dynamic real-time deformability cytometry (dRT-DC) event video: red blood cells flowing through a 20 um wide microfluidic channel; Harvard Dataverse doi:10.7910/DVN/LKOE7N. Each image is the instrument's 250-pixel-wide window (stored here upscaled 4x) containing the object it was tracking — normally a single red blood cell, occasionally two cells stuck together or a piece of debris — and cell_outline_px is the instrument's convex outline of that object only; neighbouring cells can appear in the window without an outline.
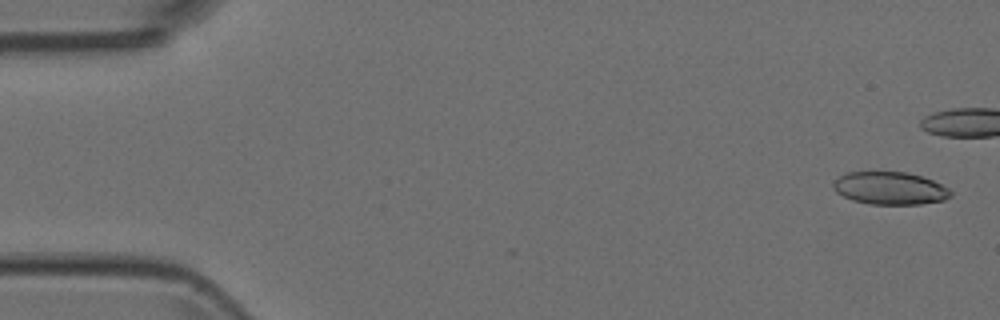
{"species": "Egyptian fruit bat (a non-hibernating species)", "species_latin": "Rousettus aegyptiacus", "temperature_condition": "room temperature", "stored_images_in_passage": 11, "camera_frame_rate_fps": 3000, "um_per_image_px": 0.085, "animal": {"sex": "female"}, "frame": {"image": 1, "passage_image": 1, "time_ms": 0.0, "image_size_px": [1000, 320], "cell_outline_px": [[952, 196], [944, 200], [920, 204], [868, 204], [852, 200], [836, 192], [832, 188], [832, 184], [840, 176], [848, 172], [908, 172], [924, 176], [948, 188], [952, 192]], "centroid_in_image_um": [75.66, 16.0], "position_along_channel_um": 9.3, "area_um2": 22.43}}
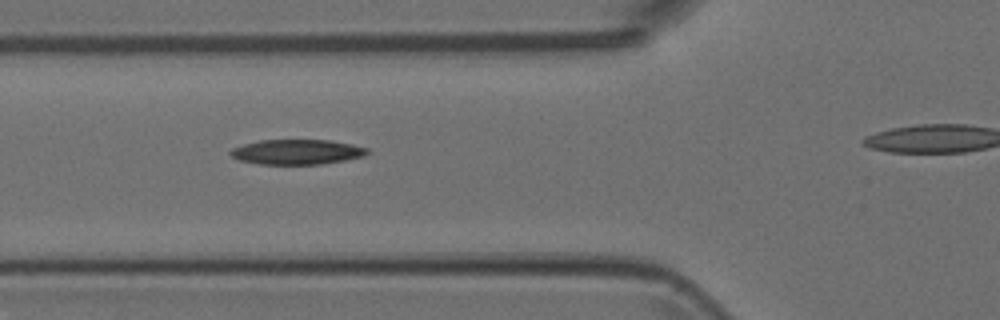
{"frame": {"image": 2, "passage_image": 7, "time_ms": 2.0, "image_size_px": [1000, 320], "cell_outline_px": [[372, 152], [364, 156], [344, 160], [320, 164], [260, 164], [240, 160], [232, 156], [228, 152], [232, 148], [244, 144], [260, 140], [332, 140], [352, 144], [368, 148]], "centroid_in_image_um": [25.28, 12.91], "position_along_channel_um": 100.5, "area_um2": 19.94}}